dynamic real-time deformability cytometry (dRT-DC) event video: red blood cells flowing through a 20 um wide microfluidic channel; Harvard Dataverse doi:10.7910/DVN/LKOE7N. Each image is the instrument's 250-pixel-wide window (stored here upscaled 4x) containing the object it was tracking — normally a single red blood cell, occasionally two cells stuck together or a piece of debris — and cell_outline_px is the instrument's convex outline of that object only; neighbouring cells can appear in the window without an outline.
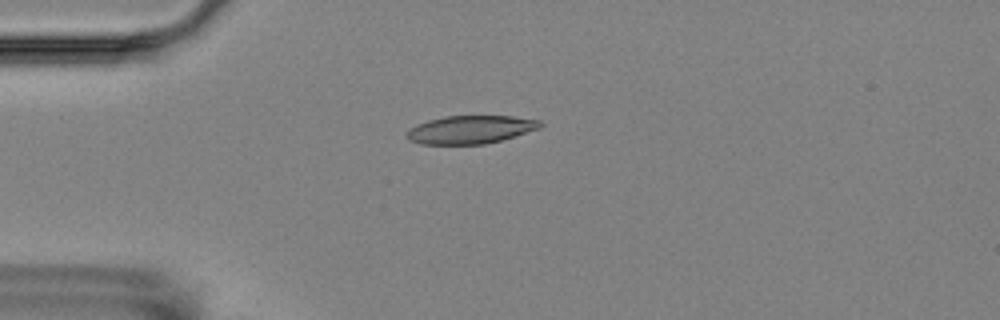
{"species": "Egyptian fruit bat (a non-hibernating species)", "species_latin": "Rousettus aegyptiacus", "temperature_condition": "room temperature", "stored_images_in_passage": 7, "camera_frame_rate_fps": 3000, "um_per_image_px": 0.085, "animal": {"sex": "female"}, "frame": {"image": 1, "passage_image": 3, "time_ms": 2.333, "image_size_px": [1000, 320], "cell_outline_px": [[544, 124], [540, 128], [500, 140], [484, 144], [420, 144], [412, 140], [404, 132], [416, 124], [428, 120], [444, 116], [512, 116], [540, 120]], "centroid_in_image_um": [39.99, 11.0], "position_along_channel_um": 45.0, "area_um2": 21.73}}
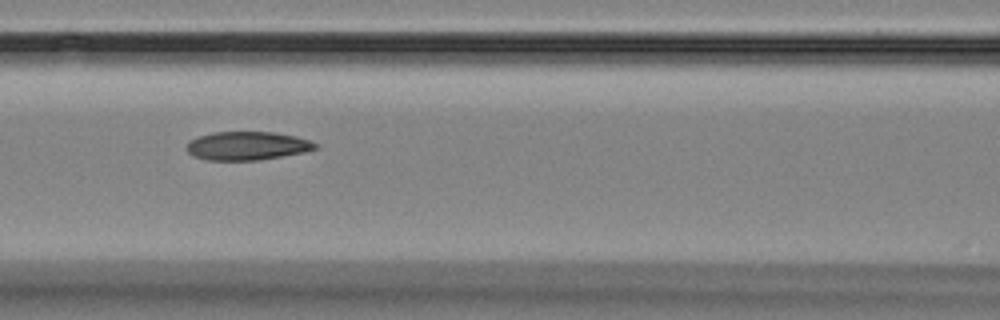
{"frame": {"image": 2, "passage_image": 6, "time_ms": 5.667, "image_size_px": [1000, 320], "cell_outline_px": [[316, 148], [304, 152], [260, 160], [208, 160], [192, 156], [184, 148], [192, 140], [200, 136], [212, 132], [272, 132], [296, 136], [308, 140], [316, 144]], "centroid_in_image_um": [20.98, 12.4], "position_along_channel_um": 145.6, "area_um2": 21.21}}
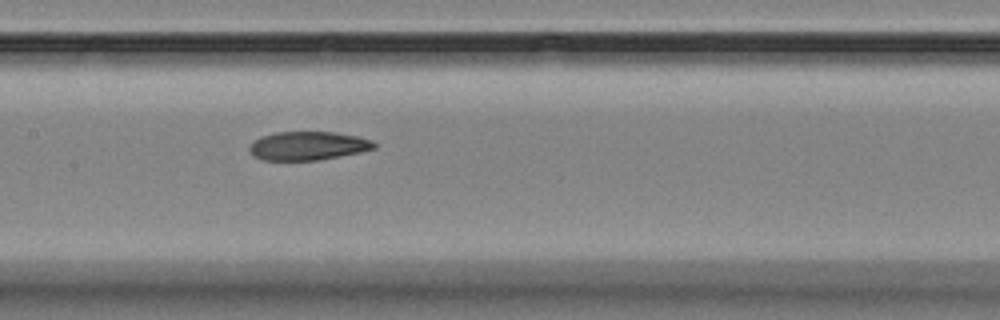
{"frame": {"image": 3, "passage_image": 7, "time_ms": 6.667, "image_size_px": [1000, 320], "cell_outline_px": [[376, 148], [360, 152], [320, 160], [264, 160], [252, 156], [248, 152], [248, 148], [260, 136], [276, 132], [336, 132], [360, 136], [372, 140], [376, 144]], "centroid_in_image_um": [26.18, 12.39], "position_along_channel_um": 181.2, "area_um2": 20.98}}